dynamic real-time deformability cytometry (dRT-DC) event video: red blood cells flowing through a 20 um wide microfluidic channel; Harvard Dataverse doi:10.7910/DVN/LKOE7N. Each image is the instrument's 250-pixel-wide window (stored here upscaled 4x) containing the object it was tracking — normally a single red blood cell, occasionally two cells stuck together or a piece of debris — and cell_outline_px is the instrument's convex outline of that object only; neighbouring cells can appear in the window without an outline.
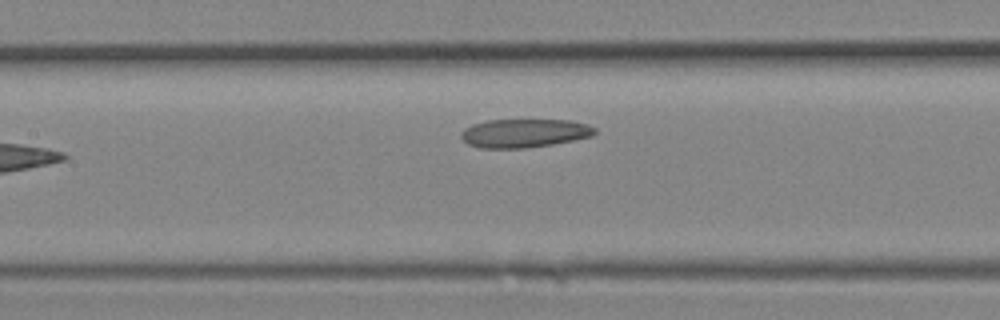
{"species": "Egyptian fruit bat (a non-hibernating species)", "species_latin": "Rousettus aegyptiacus", "temperature_condition": "room temperature", "stored_images_in_passage": 6, "camera_frame_rate_fps": 3000, "um_per_image_px": 0.085, "animal": {"sex": "female"}, "frame": {"image": 1, "passage_image": 6, "time_ms": 1.667, "image_size_px": [1000, 320], "cell_outline_px": [[596, 132], [592, 136], [552, 144], [524, 148], [480, 148], [468, 144], [460, 136], [460, 132], [464, 128], [472, 124], [488, 120], [568, 120], [588, 124], [596, 128]], "centroid_in_image_um": [44.54, 11.31], "position_along_channel_um": 162.9, "area_um2": 22.25}}